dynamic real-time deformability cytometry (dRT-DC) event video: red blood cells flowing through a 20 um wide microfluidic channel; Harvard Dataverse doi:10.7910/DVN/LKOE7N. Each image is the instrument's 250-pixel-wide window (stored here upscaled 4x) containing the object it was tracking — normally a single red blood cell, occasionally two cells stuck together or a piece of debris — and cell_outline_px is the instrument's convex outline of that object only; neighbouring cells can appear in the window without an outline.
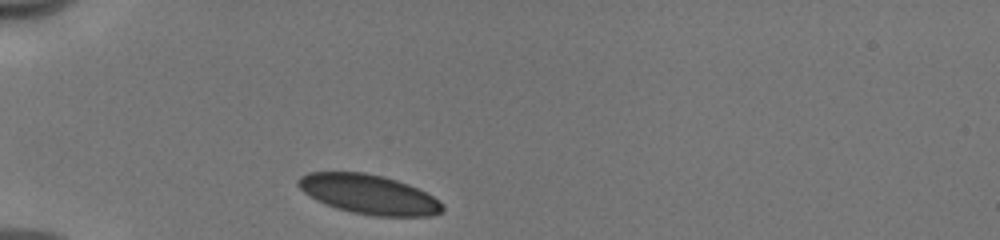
{"species": "human", "species_latin": "Homo sapiens", "temperature_condition": "cold", "stored_images_in_passage": 30, "camera_frame_rate_fps": 3000, "um_per_image_px": 0.085, "donor": {"sex": "male"}, "frame": {"image": 1, "passage_image": 1, "time_ms": 0.0, "image_size_px": [1000, 240], "cell_outline_px": [[444, 208], [440, 212], [432, 216], [376, 216], [352, 212], [336, 208], [316, 200], [304, 192], [296, 184], [296, 180], [300, 176], [308, 172], [364, 172], [384, 176], [408, 184], [440, 200], [444, 204]], "centroid_in_image_um": [31.34, 16.51], "position_along_channel_um": 53.7, "area_um2": 33.18}}
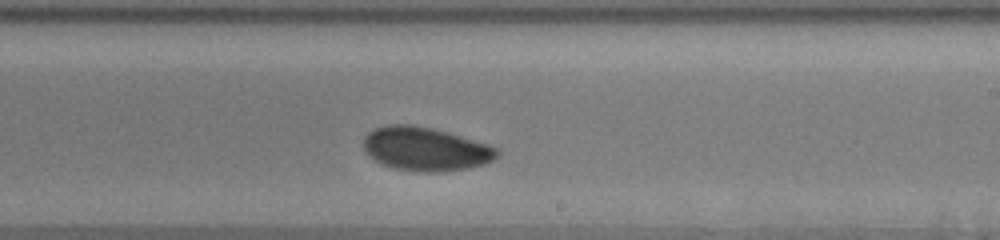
{"frame": {"image": 2, "passage_image": 18, "time_ms": 5.667, "image_size_px": [1000, 240], "cell_outline_px": [[500, 152], [492, 160], [484, 164], [468, 168], [444, 172], [424, 172], [392, 168], [380, 164], [368, 156], [364, 148], [364, 136], [368, 132], [384, 124], [412, 124], [432, 128], [448, 132], [488, 144], [496, 148]], "centroid_in_image_um": [36.13, 12.66], "position_along_channel_um": 252.9, "area_um2": 34.22}}
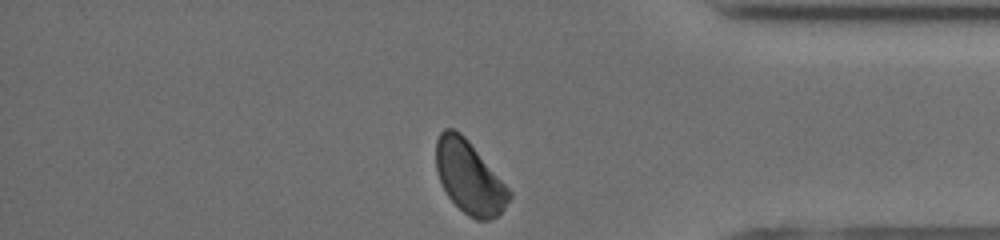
{"frame": {"image": 3, "passage_image": 30, "time_ms": 9.667, "image_size_px": [1000, 240], "cell_outline_px": [[512, 196], [504, 208], [496, 216], [488, 220], [476, 220], [468, 216], [448, 196], [440, 180], [436, 168], [436, 140], [440, 132], [444, 128], [452, 128], [460, 132], [468, 140], [512, 192]], "centroid_in_image_um": [39.88, 15.06], "position_along_channel_um": 395.3, "area_um2": 30.63}, "authors_computed_cell_mechanics": {"area_um2": 33.5529, "velocity_mm_per_s": 3.9183, "shape_relaxation_time_tau1_ms": 9.0694, "shape_relaxation_time_tau2_ms": 2.0657, "deformation_change_tau1": 0.1374, "deformation_change_tau2": 0.0521}}